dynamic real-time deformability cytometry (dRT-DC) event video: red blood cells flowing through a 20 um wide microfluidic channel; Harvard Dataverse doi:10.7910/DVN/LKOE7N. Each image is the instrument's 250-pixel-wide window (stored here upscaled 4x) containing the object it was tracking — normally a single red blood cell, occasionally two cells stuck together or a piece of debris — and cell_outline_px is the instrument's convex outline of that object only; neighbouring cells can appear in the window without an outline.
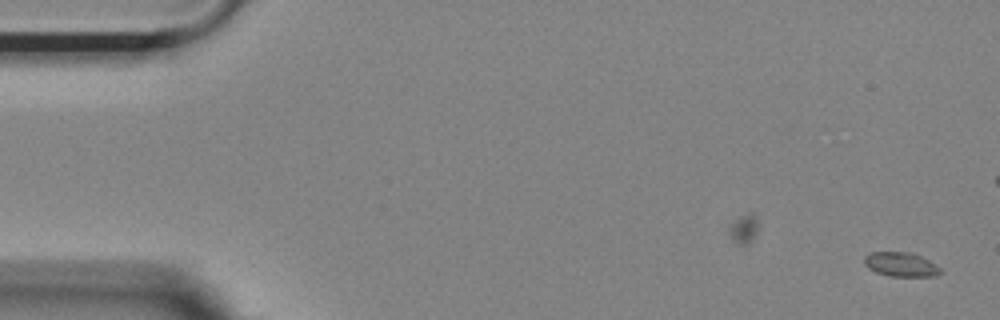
{"species": "Egyptian fruit bat (a non-hibernating species)", "species_latin": "Rousettus aegyptiacus", "temperature_condition": "room temperature", "stored_images_in_passage": 47, "camera_frame_rate_fps": 3000, "um_per_image_px": 0.085, "animal": {"sex": "female"}, "frame": {"image": 1, "passage_image": 1, "time_ms": 0.0, "image_size_px": [1000, 320], "cell_outline_px": [[940, 272], [936, 276], [888, 276], [876, 272], [868, 268], [864, 264], [864, 256], [872, 252], [912, 252], [928, 260], [940, 268]], "centroid_in_image_um": [76.54, 22.47], "position_along_channel_um": 8.5, "area_um2": 10.69}}
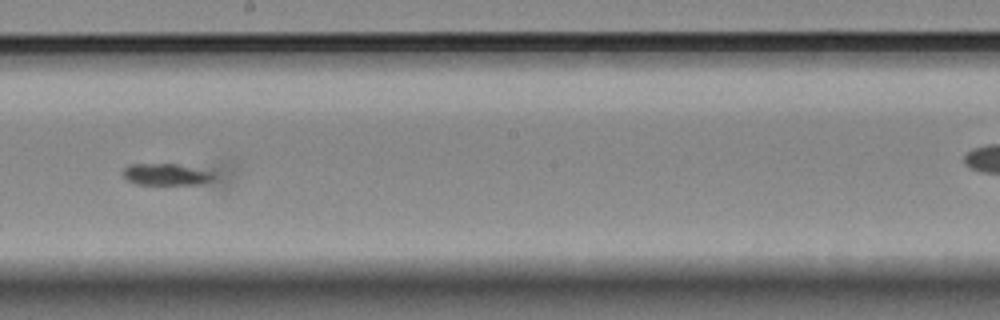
{"frame": {"image": 2, "passage_image": 30, "time_ms": 9.667, "image_size_px": [1000, 320], "cell_outline_px": [[232, 184], [228, 188], [216, 188], [136, 184], [128, 180], [124, 176], [124, 168], [128, 164], [224, 164], [232, 172]], "centroid_in_image_um": [15.32, 14.88], "position_along_channel_um": 232.9, "area_um2": 16.59}}
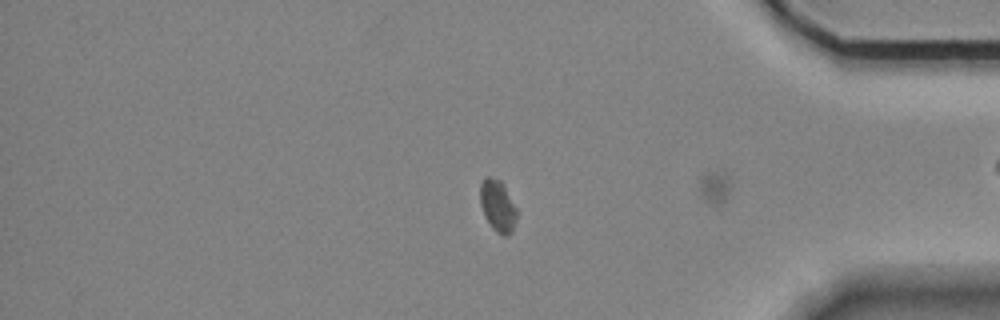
{"frame": {"image": 3, "passage_image": 45, "time_ms": 14.667, "image_size_px": [1000, 320], "cell_outline_px": [[516, 220], [512, 232], [508, 236], [500, 236], [492, 228], [484, 216], [480, 204], [480, 184], [484, 176], [488, 176], [500, 180], [516, 208]], "centroid_in_image_um": [42.28, 17.53], "position_along_channel_um": 392.9, "area_um2": 11.1}}